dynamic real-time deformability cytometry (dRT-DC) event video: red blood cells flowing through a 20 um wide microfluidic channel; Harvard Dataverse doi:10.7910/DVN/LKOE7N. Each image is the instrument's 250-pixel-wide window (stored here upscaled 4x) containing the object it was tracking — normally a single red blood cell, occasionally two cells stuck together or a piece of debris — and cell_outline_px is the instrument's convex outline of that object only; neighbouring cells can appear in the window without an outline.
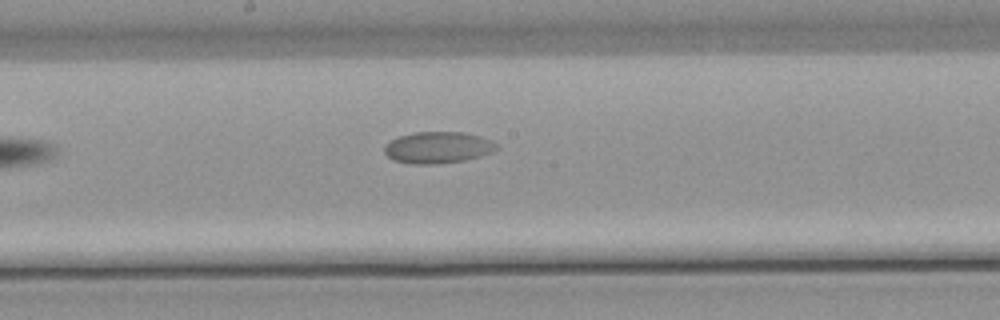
{"species": "common noctule bat (a hibernating species)", "species_latin": "Nyctalus noctula", "temperature_condition": "warm", "stored_images_in_passage": 5, "camera_frame_rate_fps": 3000, "um_per_image_px": 0.085, "animal": {"sex": "male", "body_mass_g": 21.5, "forearm_length_mm": 52.0}, "frame": {"image": 1, "passage_image": 5, "time_ms": 5.0, "image_size_px": [1000, 320], "cell_outline_px": [[500, 148], [492, 152], [480, 156], [464, 160], [436, 164], [412, 164], [392, 160], [384, 152], [384, 144], [388, 140], [412, 132], [464, 132], [480, 136], [492, 140], [500, 144]], "centroid_in_image_um": [37.23, 12.53], "position_along_channel_um": 211.0, "area_um2": 20.98}}